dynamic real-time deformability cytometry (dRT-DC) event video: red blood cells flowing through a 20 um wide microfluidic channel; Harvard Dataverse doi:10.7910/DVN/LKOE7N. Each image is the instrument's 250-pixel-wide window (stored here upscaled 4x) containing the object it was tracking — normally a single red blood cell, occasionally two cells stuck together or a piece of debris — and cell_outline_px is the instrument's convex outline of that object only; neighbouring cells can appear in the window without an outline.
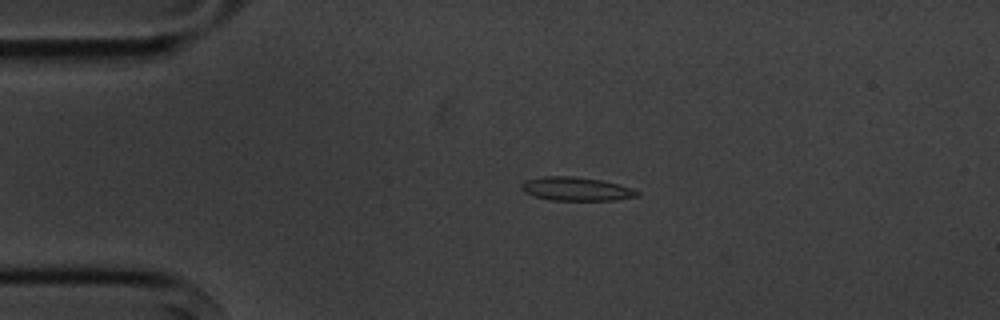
{"species": "common noctule bat (a hibernating species)", "species_latin": "Nyctalus noctula", "temperature_condition": "cold", "stored_images_in_passage": 4, "camera_frame_rate_fps": 3000, "um_per_image_px": 0.085, "animal": {"sex": "male", "body_mass_g": 20.1, "forearm_length_mm": 53.5}, "frame": {"image": 1, "passage_image": 3, "time_ms": 3.333, "image_size_px": [1000, 320], "cell_outline_px": [[640, 196], [616, 200], [548, 200], [532, 196], [524, 192], [520, 188], [520, 184], [524, 180], [544, 176], [572, 176], [600, 180], [620, 184], [632, 188], [640, 192]], "centroid_in_image_um": [48.95, 16.06], "position_along_channel_um": 36.0, "area_um2": 16.18}}